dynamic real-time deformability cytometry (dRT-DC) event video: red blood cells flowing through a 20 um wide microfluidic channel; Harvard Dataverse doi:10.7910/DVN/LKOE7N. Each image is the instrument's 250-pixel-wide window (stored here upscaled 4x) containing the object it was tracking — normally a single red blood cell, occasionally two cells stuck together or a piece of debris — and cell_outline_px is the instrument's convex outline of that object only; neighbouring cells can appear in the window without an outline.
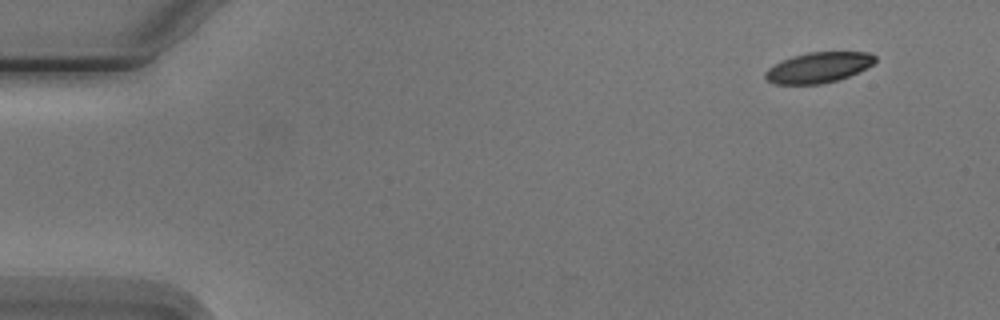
{"species": "Egyptian fruit bat (a non-hibernating species)", "species_latin": "Rousettus aegyptiacus", "temperature_condition": "cold", "stored_images_in_passage": 5, "camera_frame_rate_fps": 3000, "um_per_image_px": 0.085, "animal": {"sex": "male"}, "frame": {"image": 1, "passage_image": 1, "time_ms": 0.0, "image_size_px": [1000, 320], "cell_outline_px": [[876, 60], [872, 64], [848, 76], [836, 80], [820, 84], [776, 84], [768, 80], [764, 76], [764, 72], [768, 68], [780, 60], [792, 56], [808, 52], [868, 52], [876, 56]], "centroid_in_image_um": [69.52, 5.73], "position_along_channel_um": 15.5, "area_um2": 19.36}}
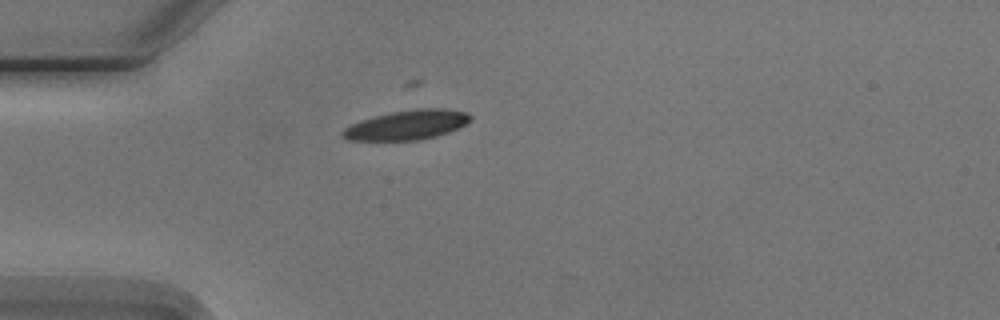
{"frame": {"image": 2, "passage_image": 4, "time_ms": 3.667, "image_size_px": [1000, 320], "cell_outline_px": [[472, 116], [464, 124], [448, 132], [436, 136], [420, 140], [348, 140], [340, 136], [340, 132], [344, 128], [360, 120], [392, 112], [416, 108], [444, 108], [468, 112]], "centroid_in_image_um": [34.57, 10.62], "position_along_channel_um": 50.4, "area_um2": 21.91}}